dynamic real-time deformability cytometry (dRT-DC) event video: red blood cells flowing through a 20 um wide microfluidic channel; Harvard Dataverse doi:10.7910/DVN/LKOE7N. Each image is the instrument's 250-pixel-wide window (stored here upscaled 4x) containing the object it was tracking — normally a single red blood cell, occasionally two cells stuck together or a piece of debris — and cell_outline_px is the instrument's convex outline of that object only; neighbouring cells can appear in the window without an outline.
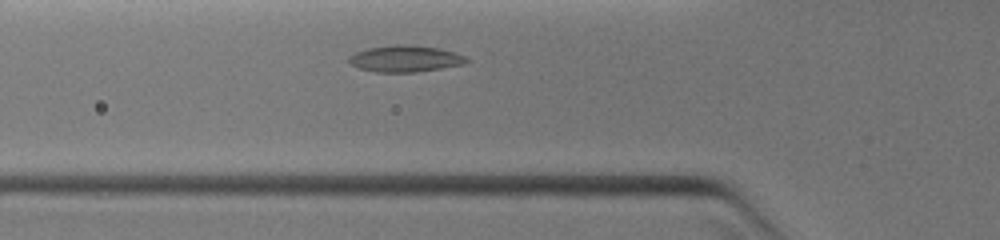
{"species": "common noctule bat (a hibernating species)", "species_latin": "Nyctalus noctula", "temperature_condition": "warm", "stored_images_in_passage": 20, "camera_frame_rate_fps": 3000, "um_per_image_px": 0.085, "animal": {"sex": "female", "body_mass_g": 19.0, "forearm_length_mm": 51.5}, "frame": {"image": 1, "passage_image": 4, "time_ms": 1.0, "image_size_px": [1000, 240], "cell_outline_px": [[468, 60], [464, 64], [416, 72], [376, 72], [356, 68], [348, 60], [348, 56], [356, 52], [368, 48], [396, 44], [404, 44], [436, 48], [456, 52], [464, 56]], "centroid_in_image_um": [34.4, 4.99], "position_along_channel_um": 91.4, "area_um2": 18.03}}
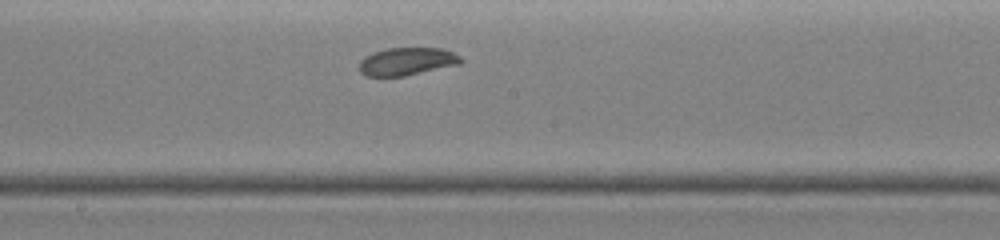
{"frame": {"image": 2, "passage_image": 10, "time_ms": 3.333, "image_size_px": [1000, 240], "cell_outline_px": [[464, 60], [460, 64], [404, 76], [364, 76], [360, 72], [360, 60], [364, 56], [372, 52], [388, 48], [440, 48], [452, 52], [460, 56]], "centroid_in_image_um": [34.57, 5.22], "position_along_channel_um": 213.6, "area_um2": 16.47}}
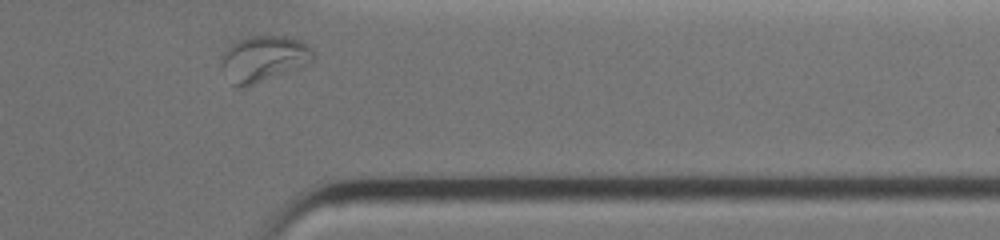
{"frame": {"image": 3, "passage_image": 20, "time_ms": 6.667, "image_size_px": [1000, 240], "cell_outline_px": [[316, 56], [308, 64], [244, 88], [240, 88], [232, 84], [220, 68], [220, 56], [228, 44], [236, 40], [248, 36], [284, 36], [304, 40], [312, 48]], "centroid_in_image_um": [22.37, 4.97], "position_along_channel_um": 389.0, "area_um2": 25.2}}